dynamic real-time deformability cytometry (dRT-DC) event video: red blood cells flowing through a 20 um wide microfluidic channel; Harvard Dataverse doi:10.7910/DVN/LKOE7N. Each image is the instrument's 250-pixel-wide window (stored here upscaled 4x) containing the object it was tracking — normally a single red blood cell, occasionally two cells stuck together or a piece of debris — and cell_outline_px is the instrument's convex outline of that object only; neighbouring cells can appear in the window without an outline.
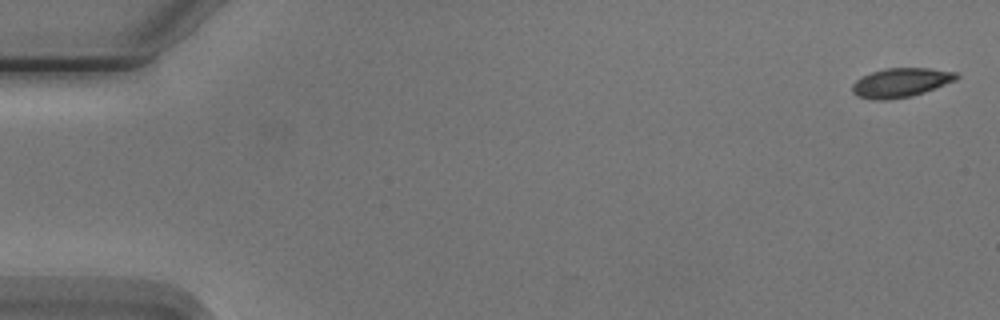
{"species": "Egyptian fruit bat (a non-hibernating species)", "species_latin": "Rousettus aegyptiacus", "temperature_condition": "cold", "stored_images_in_passage": 5, "camera_frame_rate_fps": 3000, "um_per_image_px": 0.085, "animal": {"sex": "male"}, "frame": {"image": 1, "passage_image": 1, "time_ms": 0.0, "image_size_px": [1000, 320], "cell_outline_px": [[960, 76], [956, 80], [924, 92], [912, 96], [888, 100], [872, 100], [860, 96], [852, 92], [852, 84], [856, 80], [872, 72], [888, 68], [928, 68], [956, 72]], "centroid_in_image_um": [76.58, 7.03], "position_along_channel_um": 8.4, "area_um2": 17.57}}